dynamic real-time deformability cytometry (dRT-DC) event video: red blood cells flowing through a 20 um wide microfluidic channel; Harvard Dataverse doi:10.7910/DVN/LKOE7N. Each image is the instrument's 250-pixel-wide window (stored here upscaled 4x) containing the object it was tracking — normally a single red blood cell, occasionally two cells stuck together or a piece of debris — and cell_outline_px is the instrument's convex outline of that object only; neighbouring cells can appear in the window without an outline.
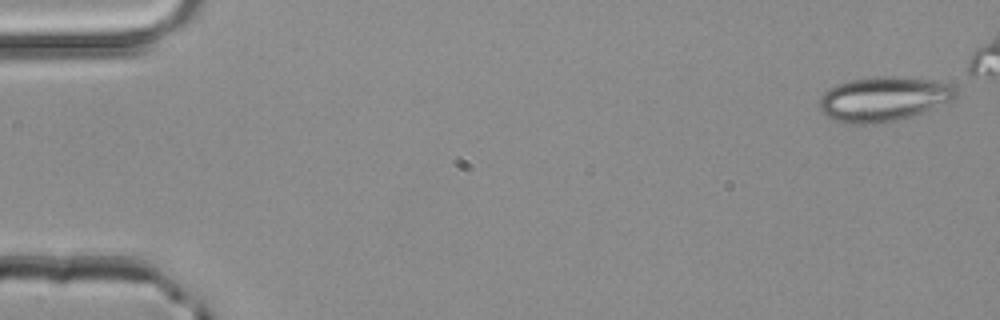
{"species": "common noctule bat (a hibernating species)", "species_latin": "Nyctalus noctula", "temperature_condition": "room temperature", "stored_images_in_passage": 4, "camera_frame_rate_fps": 3000, "um_per_image_px": 0.085, "animal": {"sex": "male", "body_mass_g": 20.4}, "frame": {"image": 1, "passage_image": 1, "time_ms": 0.0, "image_size_px": [1000, 320], "cell_outline_px": [[956, 96], [952, 100], [904, 120], [876, 124], [848, 124], [824, 116], [820, 112], [816, 104], [820, 96], [828, 88], [836, 84], [852, 80], [876, 76], [896, 76], [936, 80], [952, 84], [956, 88]], "centroid_in_image_um": [75.06, 8.42], "position_along_channel_um": 9.9, "area_um2": 36.3}}